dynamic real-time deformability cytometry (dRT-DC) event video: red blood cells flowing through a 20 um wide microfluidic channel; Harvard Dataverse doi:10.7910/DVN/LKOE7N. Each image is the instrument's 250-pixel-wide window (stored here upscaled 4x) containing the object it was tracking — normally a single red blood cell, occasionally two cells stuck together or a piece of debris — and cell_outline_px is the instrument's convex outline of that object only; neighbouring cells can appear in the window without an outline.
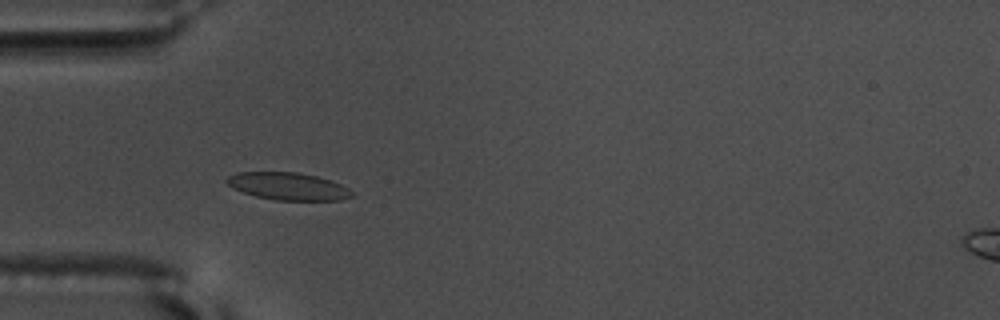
{"species": "common noctule bat (a hibernating species)", "species_latin": "Nyctalus noctula", "temperature_condition": "warm", "stored_images_in_passage": 55, "camera_frame_rate_fps": 3000, "um_per_image_px": 0.085, "animal": {"sex": "male", "body_mass_g": 17.5, "forearm_length_mm": 52.3}, "frame": {"image": 1, "passage_image": 16, "time_ms": 5.0, "image_size_px": [1000, 320], "cell_outline_px": [[356, 196], [340, 200], [276, 200], [256, 196], [232, 188], [224, 180], [228, 176], [236, 172], [296, 172], [316, 176], [332, 180], [348, 188]], "centroid_in_image_um": [24.5, 15.83], "position_along_channel_um": 60.5, "area_um2": 20.06}}
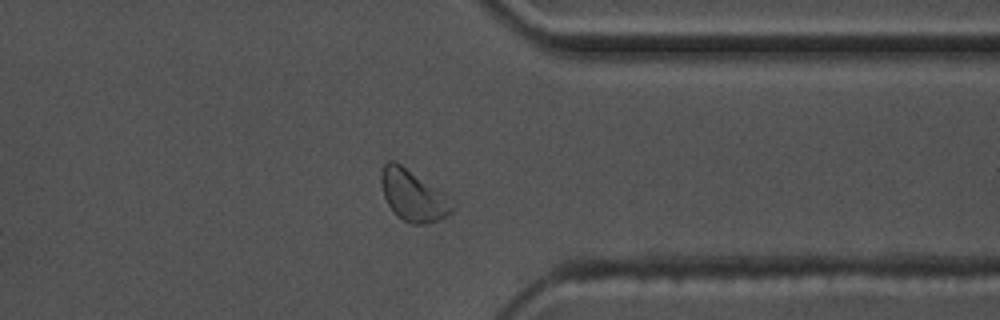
{"frame": {"image": 2, "passage_image": 43, "time_ms": 14.0, "image_size_px": [1000, 320], "cell_outline_px": [[456, 204], [452, 212], [428, 224], [412, 224], [396, 216], [388, 204], [384, 196], [380, 180], [380, 172], [384, 164], [388, 160], [396, 160], [456, 196]], "centroid_in_image_um": [35.21, 16.56], "position_along_channel_um": 376.2, "area_um2": 22.54}}
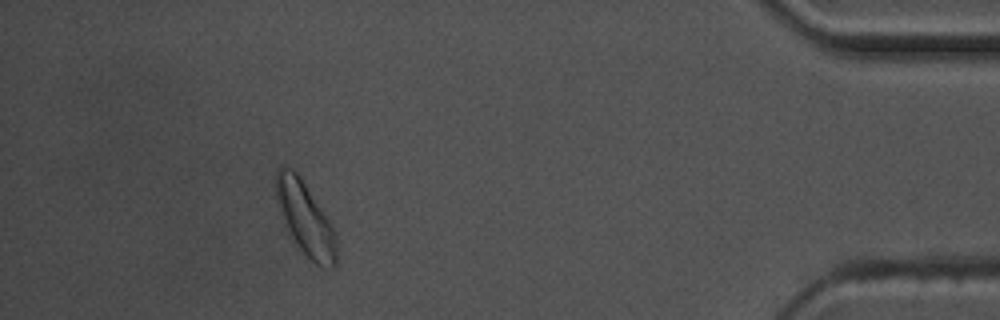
{"frame": {"image": 3, "passage_image": 50, "time_ms": 16.333, "image_size_px": [1000, 320], "cell_outline_px": [[336, 264], [332, 268], [324, 268], [316, 264], [300, 248], [284, 228], [276, 200], [276, 168], [292, 168], [300, 176], [328, 220], [336, 236]], "centroid_in_image_um": [25.92, 18.59], "position_along_channel_um": 409.3, "area_um2": 25.43}, "authors_computed_cell_mechanics": {"area_um2": 20.3456, "velocity_mm_per_s": 3.5944, "shape_relaxation_time_tau1_ms": 1.8134, "shape_relaxation_time_tau2_ms": 0.7556, "deformation_change_tau1": 0.0845, "deformation_change_tau2": 0.0643}}